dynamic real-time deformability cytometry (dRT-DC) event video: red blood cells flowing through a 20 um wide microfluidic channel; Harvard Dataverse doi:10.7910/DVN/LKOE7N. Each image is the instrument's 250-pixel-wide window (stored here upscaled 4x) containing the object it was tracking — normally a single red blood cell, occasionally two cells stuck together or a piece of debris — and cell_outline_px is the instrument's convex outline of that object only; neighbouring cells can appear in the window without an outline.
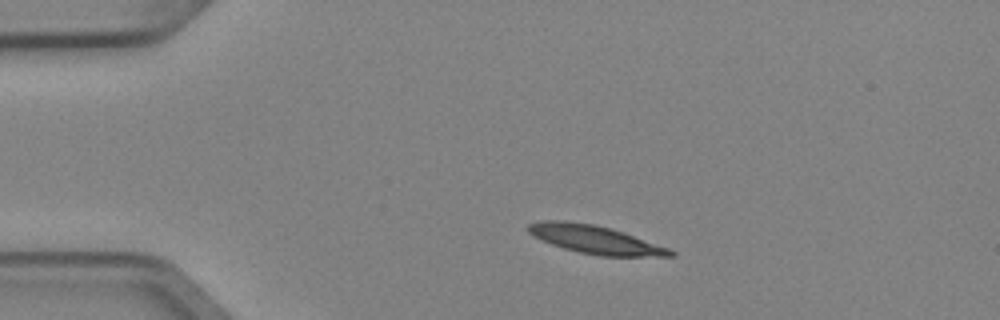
{"species": "Egyptian fruit bat (a non-hibernating species)", "species_latin": "Rousettus aegyptiacus", "temperature_condition": "cold", "stored_images_in_passage": 3, "camera_frame_rate_fps": 3000, "um_per_image_px": 0.085, "animal": {"sex": "female"}, "frame": {"image": 1, "passage_image": 2, "time_ms": 0.333, "image_size_px": [1000, 320], "cell_outline_px": [[676, 256], [600, 256], [580, 252], [564, 248], [552, 244], [528, 232], [528, 224], [540, 220], [564, 220], [592, 224], [624, 232], [668, 248], [676, 252]], "centroid_in_image_um": [50.6, 20.36], "position_along_channel_um": 34.4, "area_um2": 23.0}}